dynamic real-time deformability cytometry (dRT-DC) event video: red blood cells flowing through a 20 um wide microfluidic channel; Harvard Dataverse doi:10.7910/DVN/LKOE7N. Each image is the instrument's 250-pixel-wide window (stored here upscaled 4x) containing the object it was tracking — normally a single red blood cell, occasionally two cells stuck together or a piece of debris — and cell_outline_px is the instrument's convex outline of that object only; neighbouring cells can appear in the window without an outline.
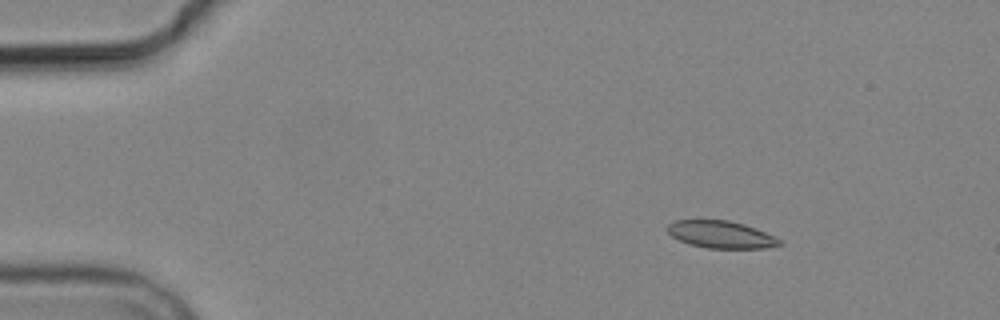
{"species": "common noctule bat (a hibernating species)", "species_latin": "Nyctalus noctula", "temperature_condition": "cold", "stored_images_in_passage": 8, "camera_frame_rate_fps": 3000, "um_per_image_px": 0.085, "animal": {"sex": "male", "body_mass_g": 19.2, "forearm_length_mm": 51.8}, "frame": {"image": 1, "passage_image": 2, "time_ms": 1.333, "image_size_px": [1000, 320], "cell_outline_px": [[784, 244], [764, 248], [708, 248], [688, 244], [672, 236], [668, 232], [668, 224], [676, 220], [728, 220], [744, 224], [756, 228], [776, 236]], "centroid_in_image_um": [61.32, 19.93], "position_along_channel_um": 23.7, "area_um2": 17.8}}
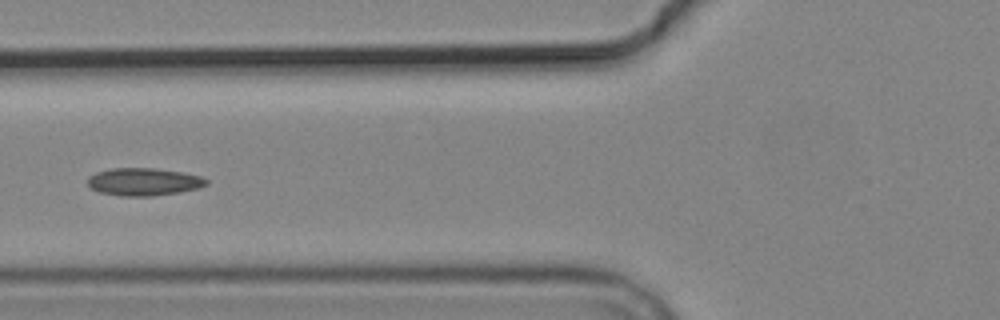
{"frame": {"image": 2, "passage_image": 6, "time_ms": 6.0, "image_size_px": [1000, 320], "cell_outline_px": [[208, 184], [200, 188], [180, 192], [152, 196], [120, 196], [100, 192], [88, 188], [88, 176], [96, 172], [112, 168], [152, 168], [180, 172], [200, 176], [208, 180]], "centroid_in_image_um": [12.19, 15.46], "position_along_channel_um": 113.6, "area_um2": 19.19}}
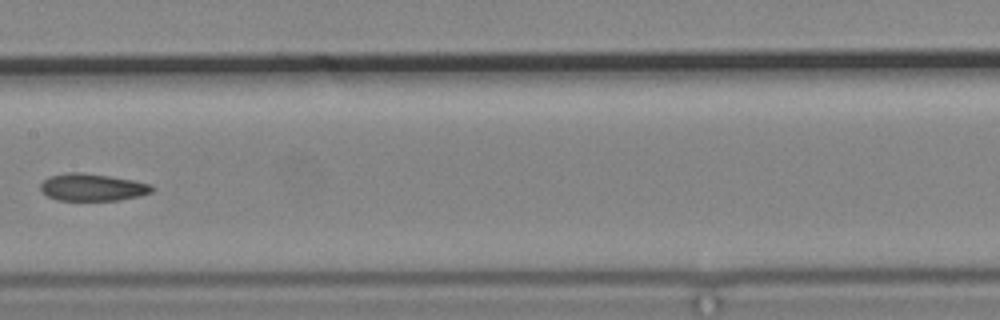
{"frame": {"image": 3, "passage_image": 8, "time_ms": 8.333, "image_size_px": [1000, 320], "cell_outline_px": [[156, 188], [152, 192], [140, 196], [120, 200], [56, 200], [40, 192], [40, 184], [48, 176], [68, 172], [80, 172], [108, 176], [132, 180], [152, 184]], "centroid_in_image_um": [7.85, 15.92], "position_along_channel_um": 199.6, "area_um2": 17.86}}